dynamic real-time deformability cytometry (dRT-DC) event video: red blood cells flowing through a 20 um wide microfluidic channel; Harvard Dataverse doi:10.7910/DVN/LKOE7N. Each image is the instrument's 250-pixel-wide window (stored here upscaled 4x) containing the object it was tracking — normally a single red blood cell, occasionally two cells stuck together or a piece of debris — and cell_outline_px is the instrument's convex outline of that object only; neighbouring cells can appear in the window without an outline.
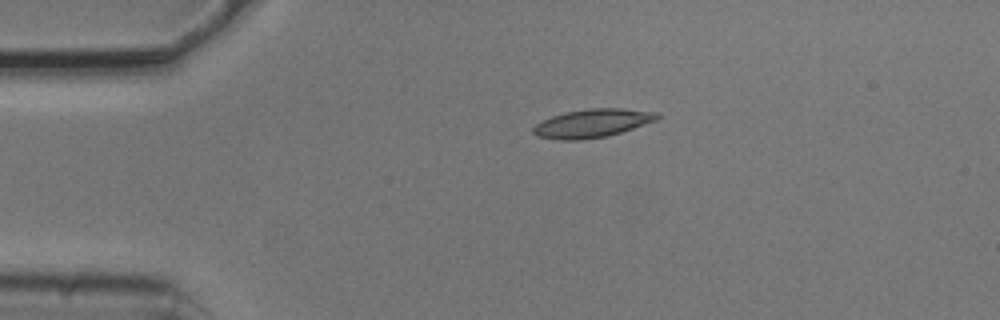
{"species": "common noctule bat (a hibernating species)", "species_latin": "Nyctalus noctula", "temperature_condition": "cold", "stored_images_in_passage": 2, "camera_frame_rate_fps": 3000, "um_per_image_px": 0.085, "animal": {"sex": "male", "body_mass_g": 20.5, "forearm_length_mm": 52.5}, "frame": {"image": 1, "passage_image": 1, "time_ms": 0.0, "image_size_px": [1000, 320], "cell_outline_px": [[660, 116], [656, 120], [608, 136], [580, 140], [560, 140], [536, 136], [532, 132], [532, 128], [536, 124], [552, 116], [564, 112], [588, 108], [620, 108], [660, 112]], "centroid_in_image_um": [50.33, 10.47], "position_along_channel_um": 34.7, "area_um2": 20.52}}